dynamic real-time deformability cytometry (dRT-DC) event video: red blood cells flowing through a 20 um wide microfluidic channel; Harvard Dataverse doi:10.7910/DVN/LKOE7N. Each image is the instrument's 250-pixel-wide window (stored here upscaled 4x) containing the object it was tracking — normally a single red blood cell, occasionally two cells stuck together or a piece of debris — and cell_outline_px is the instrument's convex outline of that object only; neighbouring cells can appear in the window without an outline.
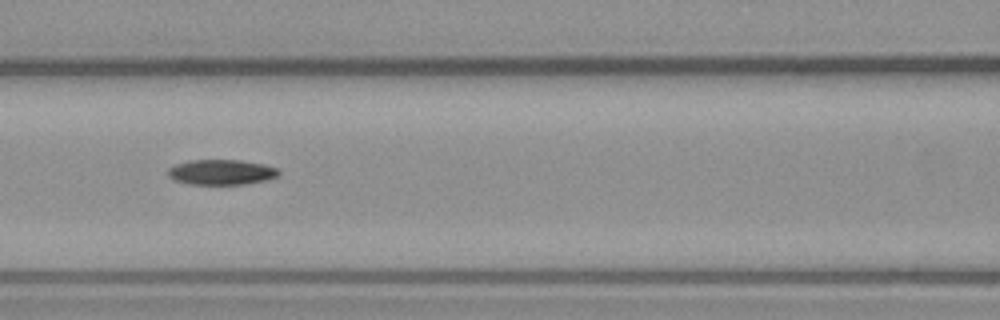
{"species": "common noctule bat (a hibernating species)", "species_latin": "Nyctalus noctula", "temperature_condition": "warm", "stored_images_in_passage": 15, "camera_frame_rate_fps": 3000, "um_per_image_px": 0.085, "animal": {"sex": "male", "body_mass_g": 23.1, "forearm_length_mm": 52.7}, "frame": {"image": 1, "passage_image": 7, "time_ms": 2.0, "image_size_px": [1000, 320], "cell_outline_px": [[280, 176], [264, 180], [244, 184], [188, 184], [176, 180], [168, 176], [168, 168], [176, 164], [188, 160], [240, 160], [264, 164], [276, 168], [280, 172]], "centroid_in_image_um": [18.82, 14.63], "position_along_channel_um": 147.8, "area_um2": 16.24}}